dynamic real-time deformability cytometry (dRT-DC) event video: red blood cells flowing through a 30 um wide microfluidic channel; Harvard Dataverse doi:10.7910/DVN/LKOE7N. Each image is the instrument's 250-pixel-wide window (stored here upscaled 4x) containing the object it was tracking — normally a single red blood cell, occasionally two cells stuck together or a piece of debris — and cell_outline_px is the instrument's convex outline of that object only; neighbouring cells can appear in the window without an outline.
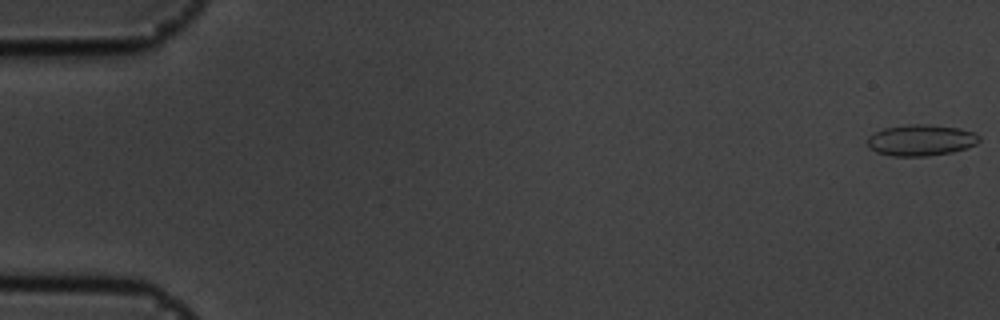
{"species": "common noctule bat (a hibernating species)", "species_latin": "Nyctalus noctula", "temperature_condition": "cold", "stored_images_in_passage": 56, "camera_frame_rate_fps": 3000, "um_per_image_px": 0.085, "animal": {"sex": "male", "body_mass_g": 19.5, "forearm_length_mm": 54.6}, "frame": {"image": 1, "passage_image": 1, "time_ms": 0.0, "image_size_px": [1000, 320], "cell_outline_px": [[980, 140], [976, 144], [952, 152], [928, 156], [892, 156], [876, 152], [868, 148], [868, 136], [884, 128], [908, 124], [928, 124], [960, 128], [976, 132], [980, 136]], "centroid_in_image_um": [78.29, 11.91], "position_along_channel_um": 6.7, "area_um2": 20.46}}
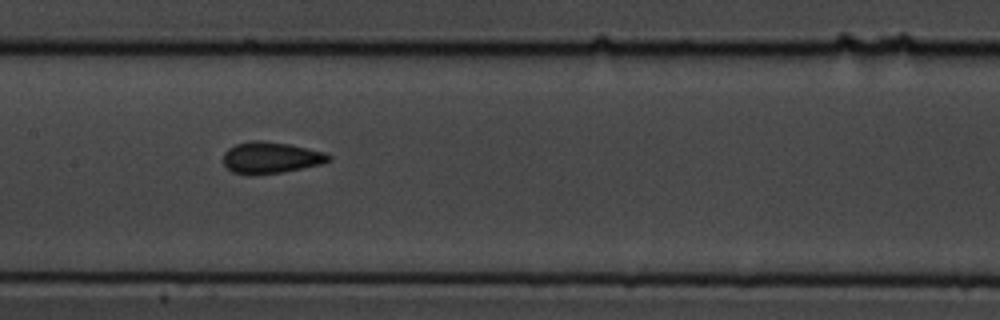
{"frame": {"image": 2, "passage_image": 28, "time_ms": 9.0, "image_size_px": [1000, 320], "cell_outline_px": [[332, 160], [320, 164], [284, 172], [252, 176], [248, 176], [232, 172], [224, 164], [224, 152], [228, 148], [236, 144], [252, 140], [264, 140], [288, 144], [324, 152], [332, 156]], "centroid_in_image_um": [22.99, 13.41], "position_along_channel_um": 184.4, "area_um2": 19.54}}
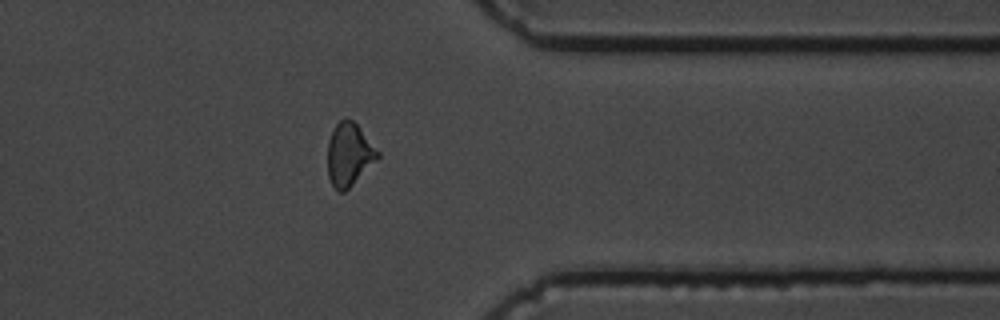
{"frame": {"image": 3, "passage_image": 45, "time_ms": 14.667, "image_size_px": [1000, 320], "cell_outline_px": [[380, 156], [344, 192], [336, 192], [328, 176], [328, 140], [336, 124], [344, 116], [352, 120], [360, 128], [380, 152]], "centroid_in_image_um": [29.66, 13.11], "position_along_channel_um": 381.7, "area_um2": 18.21}, "authors_computed_cell_mechanics": {"area_um2": 18.6694, "velocity_mm_per_s": 3.6311, "shape_relaxation_time_tau1_ms": 4.1793, "shape_relaxation_time_tau2_ms": 1.6869, "deformation_change_tau1": 0.1029, "deformation_change_tau2": 0.0739}}